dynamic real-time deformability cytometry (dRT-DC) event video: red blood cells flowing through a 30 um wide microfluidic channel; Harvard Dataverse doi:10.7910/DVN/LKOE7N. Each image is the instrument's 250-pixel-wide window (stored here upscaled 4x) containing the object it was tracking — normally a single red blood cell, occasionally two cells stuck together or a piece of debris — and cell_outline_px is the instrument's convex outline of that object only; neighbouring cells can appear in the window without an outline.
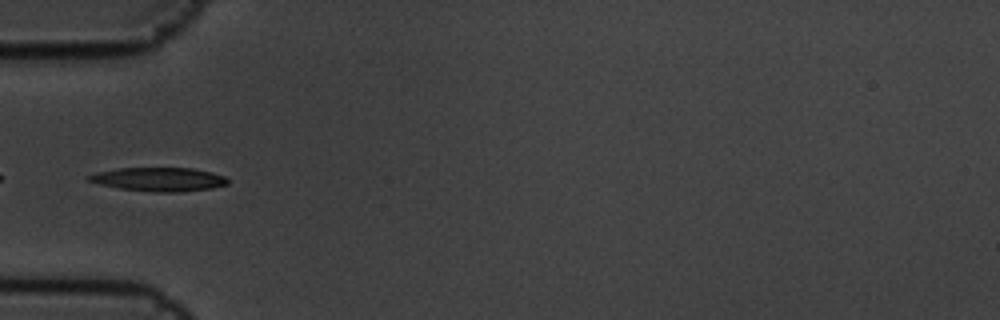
{"species": "common noctule bat (a hibernating species)", "species_latin": "Nyctalus noctula", "temperature_condition": "cold", "stored_images_in_passage": 7, "camera_frame_rate_fps": 3000, "um_per_image_px": 0.085, "animal": {"sex": "male", "body_mass_g": 19.5, "forearm_length_mm": 54.6}, "frame": {"image": 1, "passage_image": 6, "time_ms": 1.667, "image_size_px": [1000, 320], "cell_outline_px": [[228, 184], [212, 188], [180, 192], [152, 192], [120, 188], [96, 184], [88, 180], [84, 176], [96, 172], [116, 168], [192, 168], [212, 172], [224, 176], [228, 180]], "centroid_in_image_um": [13.46, 15.24], "position_along_channel_um": 71.5, "area_um2": 19.42}}
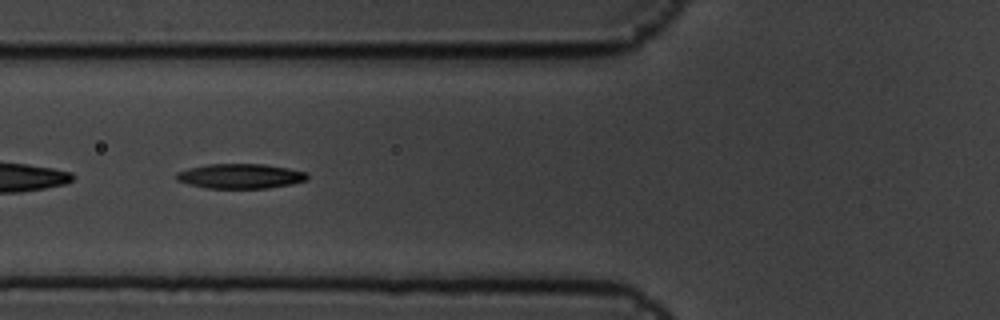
{"frame": {"image": 2, "passage_image": 7, "time_ms": 2.0, "image_size_px": [1000, 320], "cell_outline_px": [[308, 180], [292, 184], [268, 188], [204, 188], [188, 184], [176, 180], [176, 172], [188, 168], [208, 164], [264, 164], [288, 168], [308, 172]], "centroid_in_image_um": [20.44, 14.97], "position_along_channel_um": 105.4, "area_um2": 19.07}}